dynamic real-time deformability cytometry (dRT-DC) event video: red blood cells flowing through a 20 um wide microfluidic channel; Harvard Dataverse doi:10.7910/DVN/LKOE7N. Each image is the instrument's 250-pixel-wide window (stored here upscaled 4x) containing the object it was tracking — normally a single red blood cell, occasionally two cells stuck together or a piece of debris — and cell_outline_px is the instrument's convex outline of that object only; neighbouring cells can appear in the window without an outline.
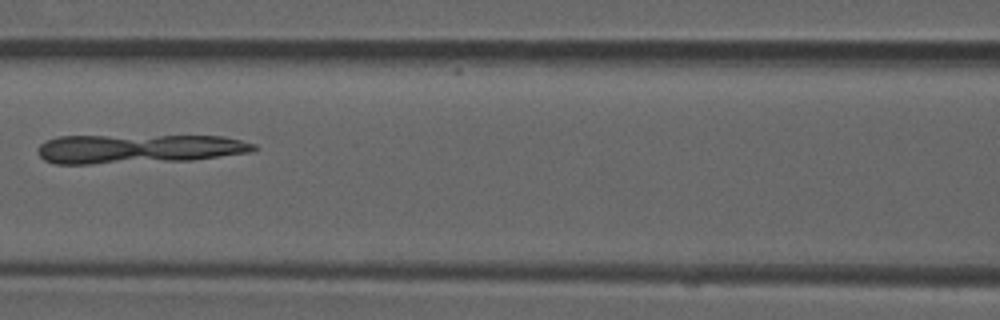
{"species": "common noctule bat (a hibernating species)", "species_latin": "Nyctalus noctula", "temperature_condition": "room temperature", "stored_images_in_passage": 3, "camera_frame_rate_fps": 3000, "um_per_image_px": 0.085, "animal": {"sex": "male", "forearm_length_mm": 52.5}, "frame": {"image": 1, "passage_image": 3, "time_ms": 0.667, "image_size_px": [1000, 320], "cell_outline_px": [[256, 148], [252, 152], [192, 160], [92, 164], [56, 164], [44, 160], [36, 152], [36, 148], [40, 144], [48, 140], [60, 136], [224, 136], [256, 144]], "centroid_in_image_um": [11.75, 12.65], "position_along_channel_um": 154.8, "area_um2": 36.82}}